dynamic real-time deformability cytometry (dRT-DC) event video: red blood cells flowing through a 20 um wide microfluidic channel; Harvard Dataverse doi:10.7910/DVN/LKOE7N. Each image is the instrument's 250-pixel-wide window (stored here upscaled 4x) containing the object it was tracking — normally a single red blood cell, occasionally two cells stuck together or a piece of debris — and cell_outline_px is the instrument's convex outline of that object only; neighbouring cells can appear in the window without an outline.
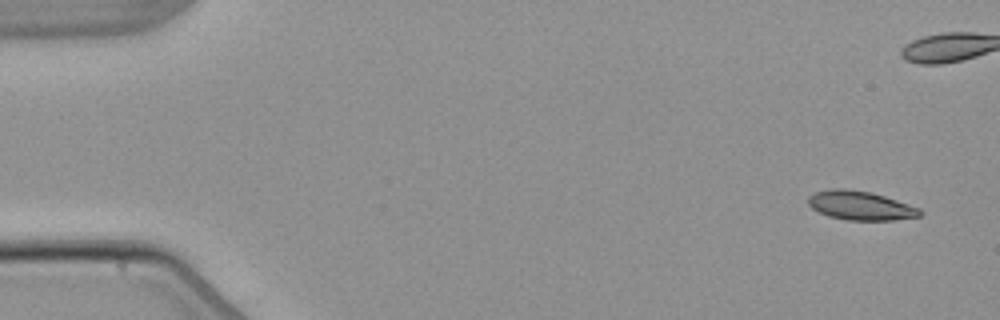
{"species": "common noctule bat (a hibernating species)", "species_latin": "Nyctalus noctula", "temperature_condition": "warm", "stored_images_in_passage": 4, "camera_frame_rate_fps": 3000, "um_per_image_px": 0.085, "animal": {"sex": "male", "body_mass_g": 21.5, "forearm_length_mm": 52.0}, "frame": {"image": 1, "passage_image": 1, "time_ms": 0.0, "image_size_px": [1000, 320], "cell_outline_px": [[924, 212], [920, 216], [892, 220], [848, 220], [828, 216], [812, 208], [808, 204], [808, 196], [816, 192], [832, 188], [844, 188], [872, 192], [920, 208]], "centroid_in_image_um": [73.14, 17.47], "position_along_channel_um": 11.9, "area_um2": 18.84}}